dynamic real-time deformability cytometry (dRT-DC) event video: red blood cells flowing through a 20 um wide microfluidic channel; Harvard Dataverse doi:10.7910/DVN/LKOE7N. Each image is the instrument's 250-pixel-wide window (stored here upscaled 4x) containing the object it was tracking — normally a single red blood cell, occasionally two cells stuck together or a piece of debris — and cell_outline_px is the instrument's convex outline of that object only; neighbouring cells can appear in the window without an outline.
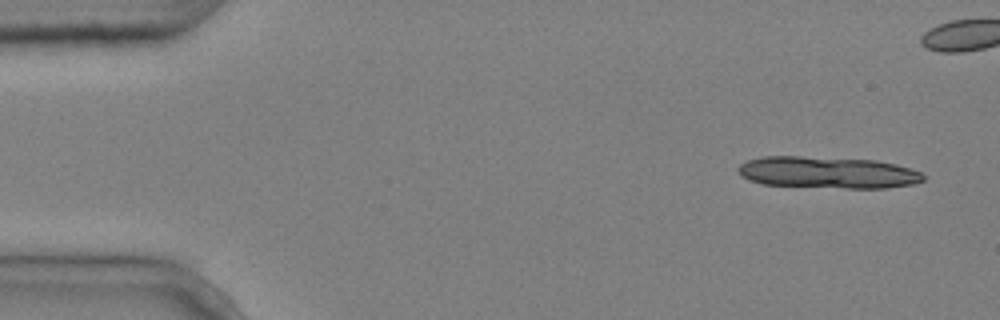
{"species": "common noctule bat (a hibernating species)", "species_latin": "Nyctalus noctula", "temperature_condition": "cold", "stored_images_in_passage": 10, "camera_frame_rate_fps": 3000, "um_per_image_px": 0.085, "animal": {"sex": "male", "body_mass_g": 20.4}, "frame": {"image": 1, "passage_image": 1, "time_ms": 0.0, "image_size_px": [1000, 320], "cell_outline_px": [[924, 180], [912, 184], [888, 188], [844, 188], [764, 184], [748, 180], [740, 176], [736, 168], [740, 164], [748, 160], [764, 156], [800, 156], [876, 160], [896, 164], [920, 172], [924, 176]], "centroid_in_image_um": [70.32, 14.66], "position_along_channel_um": 14.7, "area_um2": 34.28}}
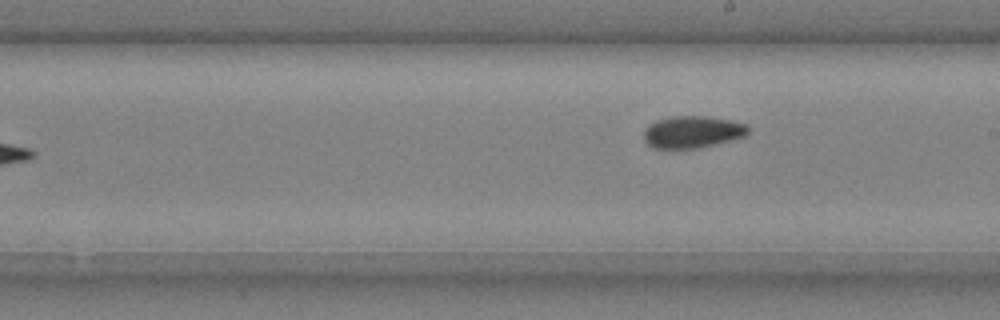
{"frame": {"image": 2, "passage_image": 10, "time_ms": 3.0, "image_size_px": [1000, 320], "cell_outline_px": [[748, 132], [744, 136], [696, 148], [652, 148], [644, 140], [644, 132], [648, 124], [656, 120], [672, 116], [704, 116], [732, 120], [748, 124]], "centroid_in_image_um": [58.82, 11.2], "position_along_channel_um": 230.2, "area_um2": 19.31}}